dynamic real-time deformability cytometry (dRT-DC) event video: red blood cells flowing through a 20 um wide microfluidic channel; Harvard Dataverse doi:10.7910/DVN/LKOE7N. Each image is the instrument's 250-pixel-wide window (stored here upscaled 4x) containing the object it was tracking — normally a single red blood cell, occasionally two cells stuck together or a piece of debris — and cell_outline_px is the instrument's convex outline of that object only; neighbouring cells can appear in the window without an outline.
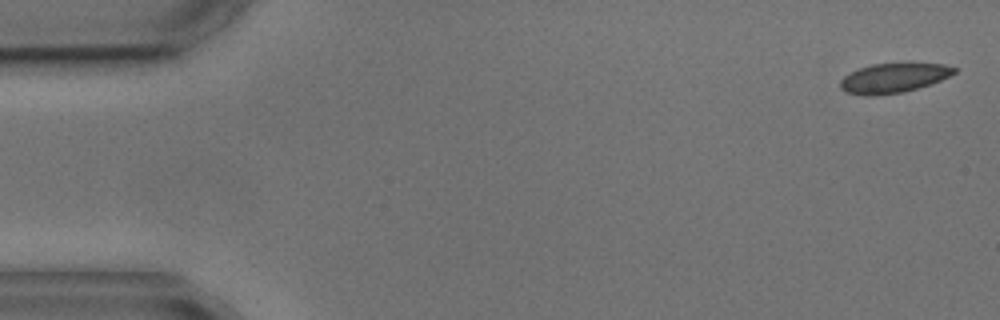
{"species": "common noctule bat (a hibernating species)", "species_latin": "Nyctalus noctula", "temperature_condition": "cold", "stored_images_in_passage": 4, "camera_frame_rate_fps": 3000, "um_per_image_px": 0.085, "animal": {"sex": "male", "body_mass_g": 17.9, "forearm_length_mm": 54.2}, "frame": {"image": 1, "passage_image": 1, "time_ms": 0.0, "image_size_px": [1000, 320], "cell_outline_px": [[956, 72], [940, 80], [904, 92], [872, 96], [864, 96], [844, 92], [840, 88], [840, 80], [844, 76], [860, 68], [872, 64], [908, 60], [944, 64], [956, 68]], "centroid_in_image_um": [75.96, 6.58], "position_along_channel_um": 9.0, "area_um2": 20.35}}